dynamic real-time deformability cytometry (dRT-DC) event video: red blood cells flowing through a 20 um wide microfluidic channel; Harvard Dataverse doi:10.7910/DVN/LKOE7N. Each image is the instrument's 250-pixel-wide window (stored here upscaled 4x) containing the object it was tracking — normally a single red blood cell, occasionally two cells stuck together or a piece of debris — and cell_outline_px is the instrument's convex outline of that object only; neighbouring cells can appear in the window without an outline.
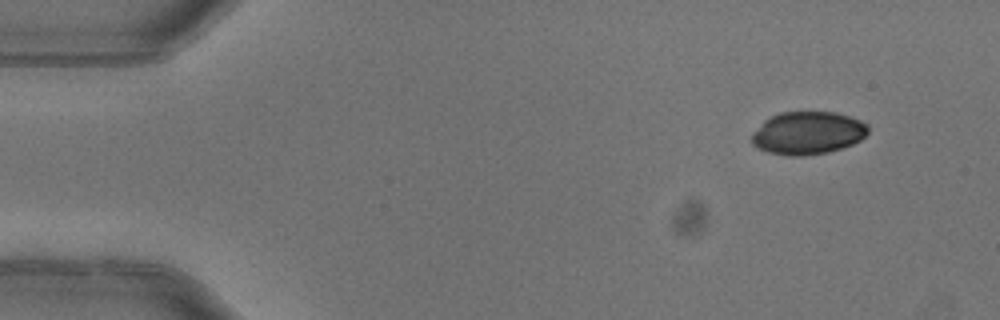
{"species": "common noctule bat (a hibernating species)", "species_latin": "Nyctalus noctula", "temperature_condition": "warm", "stored_images_in_passage": 4, "camera_frame_rate_fps": 3000, "um_per_image_px": 0.085, "animal": {"sex": "female"}, "frame": {"image": 1, "passage_image": 1, "time_ms": 0.0, "image_size_px": [1000, 320], "cell_outline_px": [[868, 132], [860, 140], [852, 144], [828, 152], [804, 156], [788, 156], [768, 152], [752, 144], [752, 132], [764, 120], [780, 112], [836, 112], [860, 120], [868, 124]], "centroid_in_image_um": [68.65, 11.3], "position_along_channel_um": 16.3, "area_um2": 29.02}}
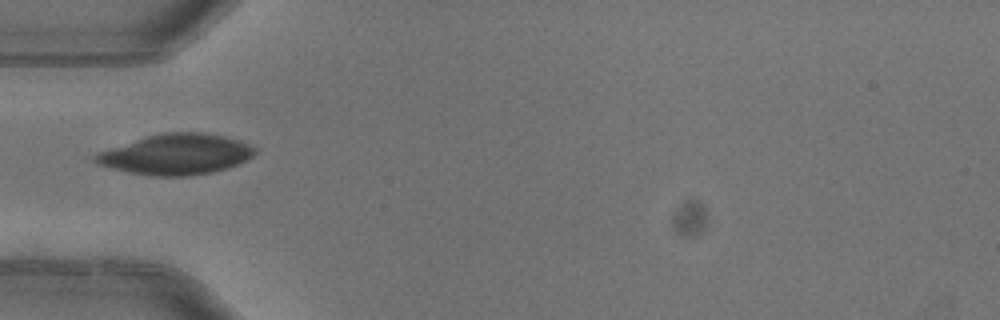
{"frame": {"image": 2, "passage_image": 4, "time_ms": 1.0, "image_size_px": [1000, 320], "cell_outline_px": [[256, 152], [252, 156], [236, 164], [212, 172], [188, 176], [152, 176], [112, 168], [96, 164], [92, 160], [92, 156], [100, 152], [148, 136], [164, 132], [208, 132], [240, 140], [256, 148]], "centroid_in_image_um": [14.98, 13.11], "position_along_channel_um": 70.0, "area_um2": 37.22}}